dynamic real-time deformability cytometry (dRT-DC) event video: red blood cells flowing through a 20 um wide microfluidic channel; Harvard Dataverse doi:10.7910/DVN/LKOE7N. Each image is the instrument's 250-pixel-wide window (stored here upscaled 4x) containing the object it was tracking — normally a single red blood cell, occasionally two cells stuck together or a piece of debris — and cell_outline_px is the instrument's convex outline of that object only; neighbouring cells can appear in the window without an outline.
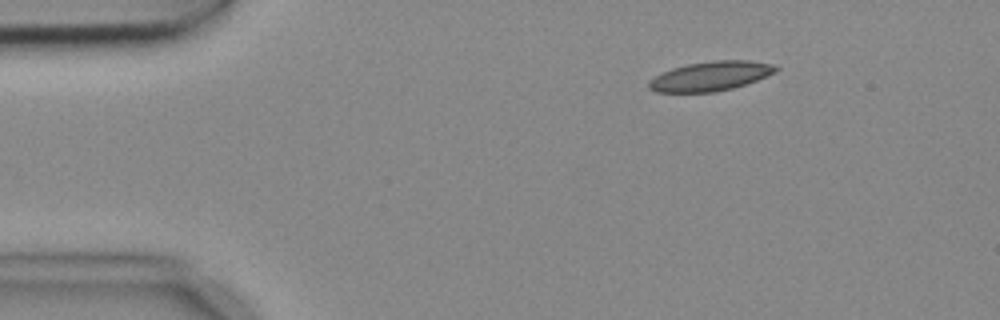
{"species": "common noctule bat (a hibernating species)", "species_latin": "Nyctalus noctula", "temperature_condition": "cold", "stored_images_in_passage": 3, "camera_frame_rate_fps": 3000, "um_per_image_px": 0.085, "animal": {"sex": "female", "body_mass_g": 18.4}, "frame": {"image": 1, "passage_image": 1, "time_ms": 0.0, "image_size_px": [1000, 320], "cell_outline_px": [[780, 68], [776, 72], [756, 80], [732, 88], [716, 92], [656, 92], [648, 88], [648, 80], [672, 68], [688, 64], [716, 60], [748, 60], [772, 64]], "centroid_in_image_um": [60.39, 6.47], "position_along_channel_um": 24.6, "area_um2": 21.62}}